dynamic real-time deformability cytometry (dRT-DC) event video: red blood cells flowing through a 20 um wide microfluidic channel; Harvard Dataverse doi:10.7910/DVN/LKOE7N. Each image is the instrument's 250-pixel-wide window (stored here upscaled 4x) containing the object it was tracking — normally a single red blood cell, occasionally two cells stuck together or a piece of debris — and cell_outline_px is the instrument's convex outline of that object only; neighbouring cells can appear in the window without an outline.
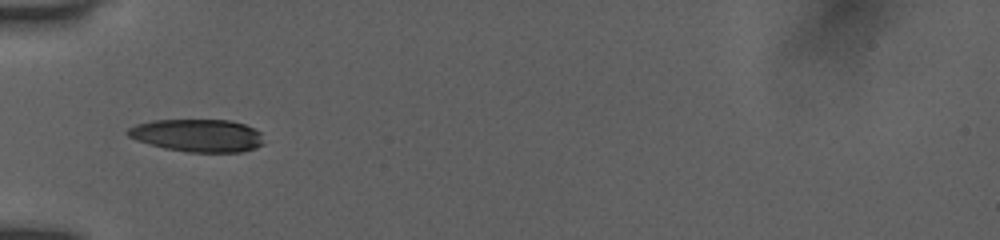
{"species": "human", "species_latin": "Homo sapiens", "temperature_condition": "room temperature", "stored_images_in_passage": 10, "segment_of_instrument_passage": [2, 2], "camera_frame_rate_fps": 3000, "um_per_image_px": 0.085, "donor": {"sex": "female"}, "frame": {"image": 1, "passage_image": 8, "time_ms": 2.333, "image_size_px": [1000, 240], "cell_outline_px": [[264, 144], [256, 148], [240, 152], [188, 152], [164, 148], [136, 140], [128, 136], [124, 132], [128, 128], [136, 124], [152, 120], [232, 120], [244, 124], [260, 132]], "centroid_in_image_um": [16.78, 11.51], "position_along_channel_um": 68.2, "area_um2": 26.01}}
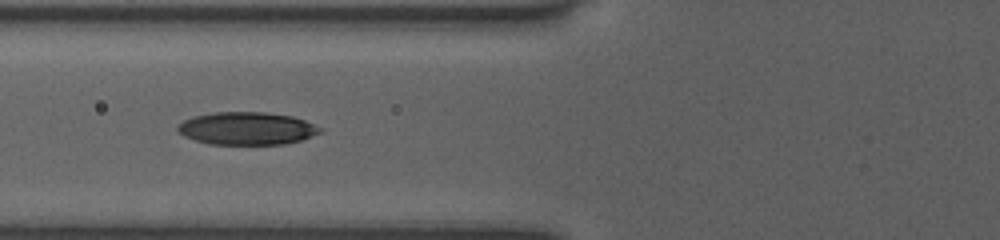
{"frame": {"image": 2, "passage_image": 9, "time_ms": 2.667, "image_size_px": [1000, 240], "cell_outline_px": [[324, 132], [300, 140], [284, 144], [208, 144], [184, 136], [176, 128], [184, 120], [192, 116], [212, 112], [268, 112], [292, 116], [304, 120], [324, 128]], "centroid_in_image_um": [21.02, 10.91], "position_along_channel_um": 104.8, "area_um2": 27.28}}